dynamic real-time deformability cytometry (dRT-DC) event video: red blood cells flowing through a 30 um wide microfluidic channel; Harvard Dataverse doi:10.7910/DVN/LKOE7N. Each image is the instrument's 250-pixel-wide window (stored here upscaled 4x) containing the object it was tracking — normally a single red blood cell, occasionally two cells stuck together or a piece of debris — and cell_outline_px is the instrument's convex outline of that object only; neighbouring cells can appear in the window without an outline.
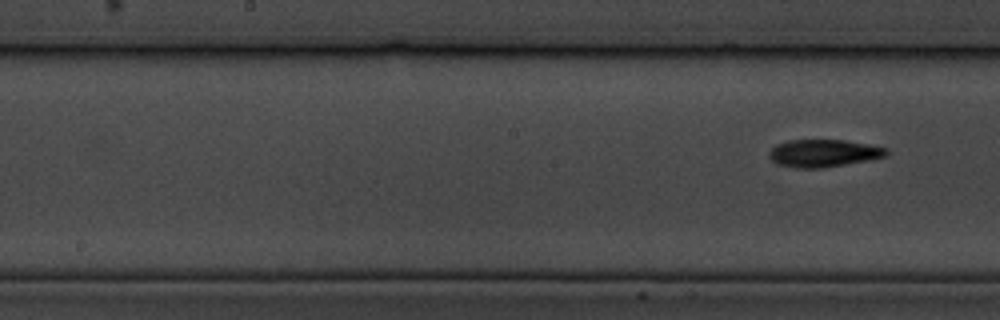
{"species": "common noctule bat (a hibernating species)", "species_latin": "Nyctalus noctula", "temperature_condition": "cold", "stored_images_in_passage": 6, "segment_of_instrument_passage": [2, 2], "camera_frame_rate_fps": 3000, "um_per_image_px": 0.085, "animal": {"sex": "male", "body_mass_g": 19.5, "forearm_length_mm": 54.6}, "frame": {"image": 1, "passage_image": 6, "time_ms": 6.667, "image_size_px": [1000, 320], "cell_outline_px": [[888, 152], [884, 156], [868, 160], [820, 168], [792, 168], [776, 164], [768, 156], [768, 152], [776, 144], [788, 140], [840, 140], [868, 144], [888, 148]], "centroid_in_image_um": [69.93, 13.02], "position_along_channel_um": 178.3, "area_um2": 18.73}}